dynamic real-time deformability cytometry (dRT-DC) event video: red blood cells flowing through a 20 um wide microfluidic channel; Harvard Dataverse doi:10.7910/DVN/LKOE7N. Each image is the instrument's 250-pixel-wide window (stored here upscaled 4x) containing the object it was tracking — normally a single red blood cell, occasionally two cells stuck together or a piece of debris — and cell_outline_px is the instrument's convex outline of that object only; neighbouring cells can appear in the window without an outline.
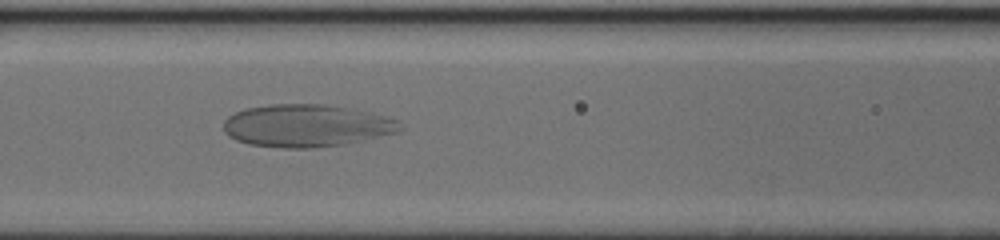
{"species": "human", "species_latin": "Homo sapiens", "temperature_condition": "cold", "stored_images_in_passage": 60, "camera_frame_rate_fps": 3000, "um_per_image_px": 0.085, "donor": {"sex": "female"}, "frame": {"image": 1, "passage_image": 26, "time_ms": 8.333, "image_size_px": [1000, 240], "cell_outline_px": [[404, 128], [396, 132], [364, 140], [344, 144], [312, 148], [284, 148], [248, 144], [236, 140], [228, 136], [224, 132], [224, 120], [228, 116], [244, 108], [268, 104], [324, 104], [348, 108], [384, 116], [396, 120]], "centroid_in_image_um": [25.99, 10.68], "position_along_channel_um": 140.6, "area_um2": 43.58}}
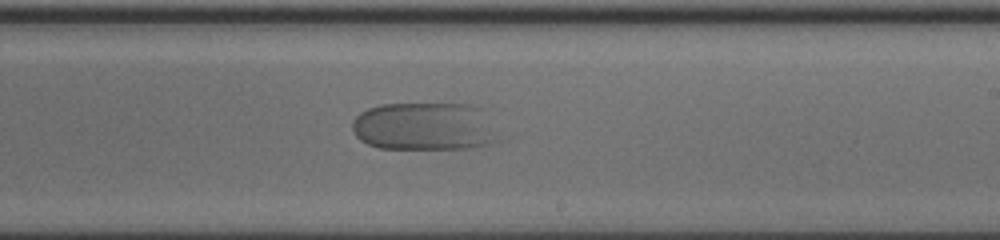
{"frame": {"image": 2, "passage_image": 36, "time_ms": 11.667, "image_size_px": [1000, 240], "cell_outline_px": [[496, 140], [488, 144], [472, 148], [380, 148], [368, 144], [360, 140], [356, 136], [352, 128], [352, 120], [360, 112], [368, 108], [380, 104], [472, 104], [480, 108]], "centroid_in_image_um": [35.96, 10.74], "position_along_channel_um": 253.0, "area_um2": 40.29}}
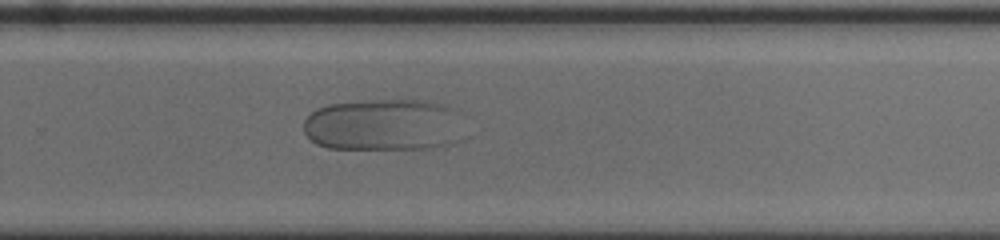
{"frame": {"image": 3, "passage_image": 40, "time_ms": 13.0, "image_size_px": [1000, 240], "cell_outline_px": [[460, 112], [456, 140], [452, 144], [432, 148], [328, 148], [316, 144], [304, 132], [304, 120], [316, 108], [328, 104], [376, 100], [428, 100], [448, 104], [456, 108]], "centroid_in_image_um": [32.61, 10.59], "position_along_channel_um": 297.2, "area_um2": 48.61}}